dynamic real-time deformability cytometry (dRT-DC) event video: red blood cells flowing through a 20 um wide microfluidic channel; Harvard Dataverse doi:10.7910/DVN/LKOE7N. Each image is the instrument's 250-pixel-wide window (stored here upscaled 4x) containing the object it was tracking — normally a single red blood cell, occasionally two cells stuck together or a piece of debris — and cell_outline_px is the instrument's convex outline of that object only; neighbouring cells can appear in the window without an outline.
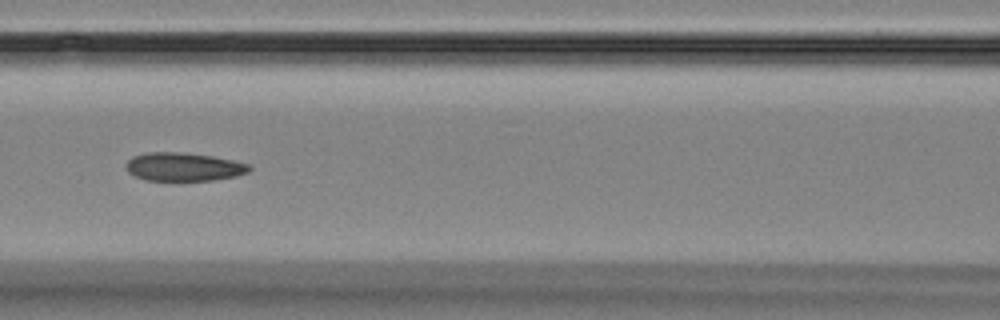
{"species": "Egyptian fruit bat (a non-hibernating species)", "species_latin": "Rousettus aegyptiacus", "temperature_condition": "room temperature", "stored_images_in_passage": 3, "camera_frame_rate_fps": 3000, "um_per_image_px": 0.085, "animal": {"sex": "female"}, "frame": {"image": 1, "passage_image": 3, "time_ms": 2.333, "image_size_px": [1000, 320], "cell_outline_px": [[252, 168], [248, 172], [236, 176], [212, 180], [144, 180], [128, 172], [128, 160], [132, 156], [148, 152], [176, 152], [212, 156], [232, 160], [248, 164]], "centroid_in_image_um": [15.62, 14.18], "position_along_channel_um": 151.0, "area_um2": 20.11}}